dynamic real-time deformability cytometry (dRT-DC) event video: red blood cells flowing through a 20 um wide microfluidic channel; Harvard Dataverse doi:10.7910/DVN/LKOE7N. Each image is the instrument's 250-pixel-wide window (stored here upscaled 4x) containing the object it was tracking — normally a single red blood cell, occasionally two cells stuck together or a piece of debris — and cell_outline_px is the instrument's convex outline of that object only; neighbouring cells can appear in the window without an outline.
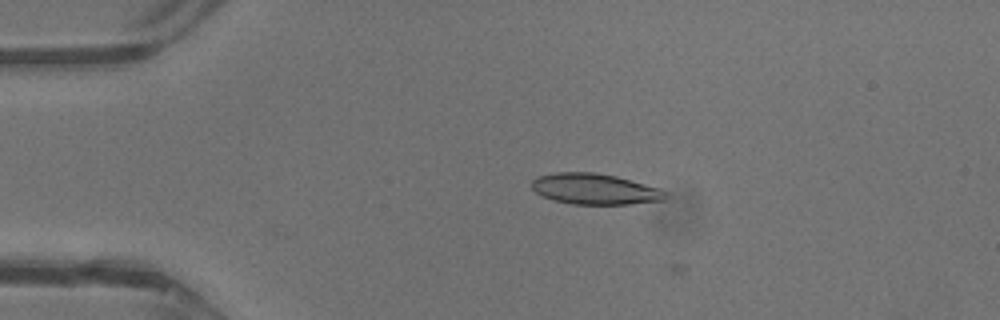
{"species": "common noctule bat (a hibernating species)", "species_latin": "Nyctalus noctula", "temperature_condition": "warm", "stored_images_in_passage": 10, "camera_frame_rate_fps": 3000, "um_per_image_px": 0.085, "animal": {"sex": "male", "body_mass_g": 13.3}, "frame": {"image": 1, "passage_image": 9, "time_ms": 2.667, "image_size_px": [1000, 320], "cell_outline_px": [[668, 196], [664, 200], [628, 204], [572, 204], [552, 200], [536, 192], [532, 188], [532, 180], [540, 176], [556, 172], [592, 172], [616, 176], [660, 188], [668, 192]], "centroid_in_image_um": [50.59, 16.07], "position_along_channel_um": 34.4, "area_um2": 23.99}}